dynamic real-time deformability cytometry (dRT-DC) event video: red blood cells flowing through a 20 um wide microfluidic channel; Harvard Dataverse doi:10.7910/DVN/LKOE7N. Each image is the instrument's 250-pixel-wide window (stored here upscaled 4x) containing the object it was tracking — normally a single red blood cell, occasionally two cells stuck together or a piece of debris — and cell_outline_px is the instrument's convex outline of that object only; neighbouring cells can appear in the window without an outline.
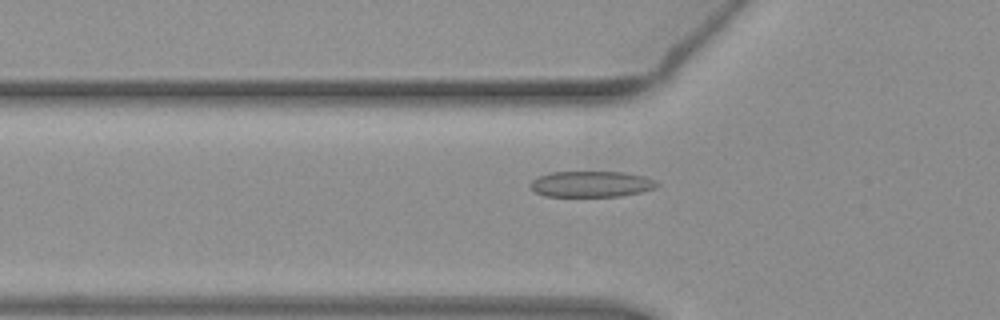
{"species": "common noctule bat (a hibernating species)", "species_latin": "Nyctalus noctula", "temperature_condition": "warm", "stored_images_in_passage": 48, "camera_frame_rate_fps": 3000, "um_per_image_px": 0.085, "animal": {"sex": "female", "body_mass_g": 19.3, "forearm_length_mm": 54.1}, "frame": {"image": 1, "passage_image": 13, "time_ms": 4.0, "image_size_px": [1000, 320], "cell_outline_px": [[660, 184], [656, 188], [640, 192], [620, 196], [544, 196], [536, 192], [528, 184], [536, 176], [552, 172], [624, 172], [644, 176], [656, 180]], "centroid_in_image_um": [50.26, 15.64], "position_along_channel_um": 75.5, "area_um2": 19.25}}
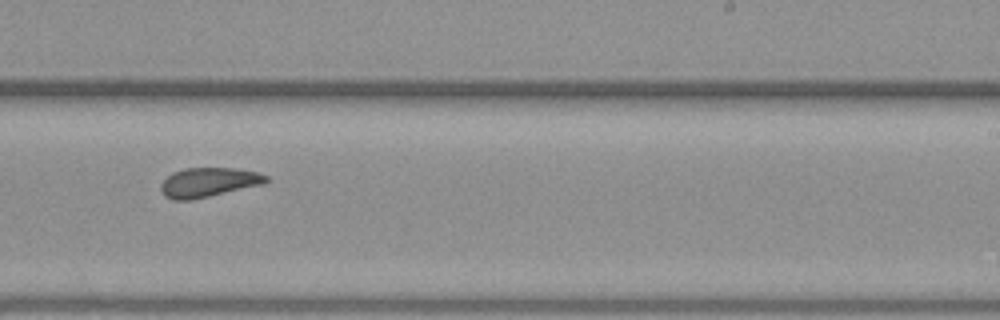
{"frame": {"image": 2, "passage_image": 28, "time_ms": 9.0, "image_size_px": [1000, 320], "cell_outline_px": [[268, 180], [264, 184], [208, 196], [188, 200], [176, 200], [164, 196], [160, 188], [160, 184], [172, 172], [184, 168], [232, 168], [256, 172], [268, 176]], "centroid_in_image_um": [17.7, 15.49], "position_along_channel_um": 271.3, "area_um2": 17.8}}
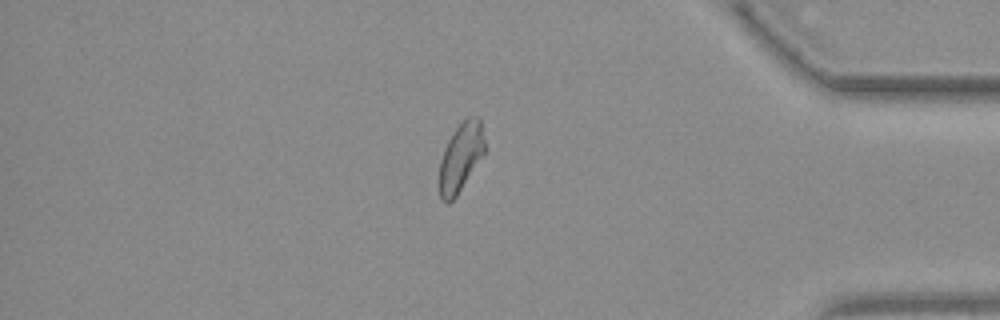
{"frame": {"image": 3, "passage_image": 40, "time_ms": 13.0, "image_size_px": [1000, 320], "cell_outline_px": [[484, 152], [456, 196], [448, 204], [440, 200], [440, 160], [444, 148], [448, 140], [456, 128], [468, 116], [480, 116], [484, 136]], "centroid_in_image_um": [39.16, 13.34], "position_along_channel_um": 396.0, "area_um2": 17.8}, "authors_computed_cell_mechanics": {"area_um2": 18.9006, "velocity_mm_per_s": 3.9051, "shape_relaxation_time_tau1_ms": 9.455, "shape_relaxation_time_tau2_ms": 2.8418, "deformation_change_tau1": 0.2165, "deformation_change_tau2": 0.1068}}